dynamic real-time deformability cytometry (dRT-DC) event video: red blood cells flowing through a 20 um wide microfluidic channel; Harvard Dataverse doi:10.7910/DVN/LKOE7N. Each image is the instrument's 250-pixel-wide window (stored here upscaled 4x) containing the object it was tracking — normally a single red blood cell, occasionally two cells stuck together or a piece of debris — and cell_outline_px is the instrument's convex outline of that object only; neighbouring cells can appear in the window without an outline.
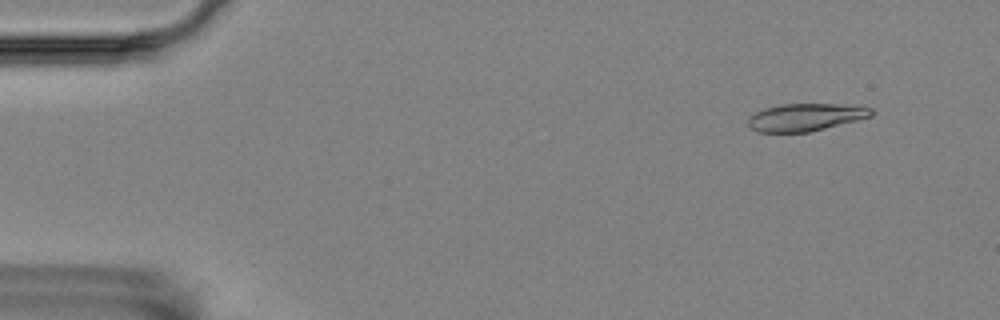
{"species": "Egyptian fruit bat (a non-hibernating species)", "species_latin": "Rousettus aegyptiacus", "temperature_condition": "room temperature", "stored_images_in_passage": 2, "camera_frame_rate_fps": 3000, "um_per_image_px": 0.085, "animal": {"sex": "female"}, "frame": {"image": 1, "passage_image": 2, "time_ms": 2.333, "image_size_px": [1000, 320], "cell_outline_px": [[876, 112], [872, 116], [808, 132], [760, 132], [752, 128], [748, 124], [748, 116], [764, 108], [780, 104], [860, 104], [872, 108]], "centroid_in_image_um": [68.53, 9.94], "position_along_channel_um": 16.5, "area_um2": 19.88}}